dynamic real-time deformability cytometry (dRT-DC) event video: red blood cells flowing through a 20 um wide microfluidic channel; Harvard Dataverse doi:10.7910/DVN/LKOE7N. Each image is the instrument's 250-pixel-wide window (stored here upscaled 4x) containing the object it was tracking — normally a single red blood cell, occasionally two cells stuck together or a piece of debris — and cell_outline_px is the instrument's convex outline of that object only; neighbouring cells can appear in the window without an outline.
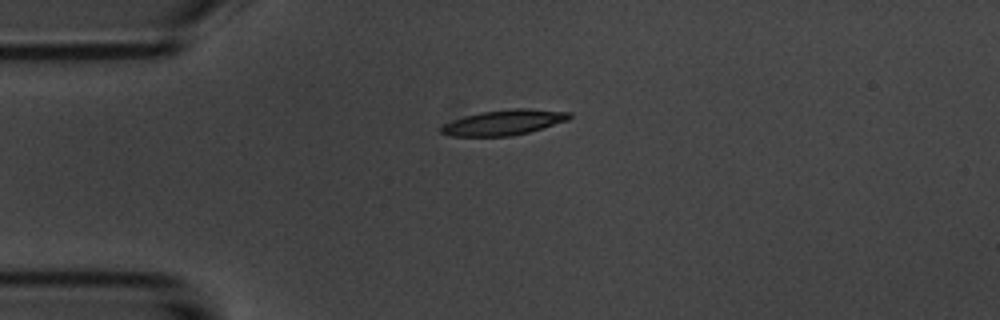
{"species": "common noctule bat (a hibernating species)", "species_latin": "Nyctalus noctula", "temperature_condition": "room temperature", "stored_images_in_passage": 3, "camera_frame_rate_fps": 3000, "um_per_image_px": 0.085, "animal": {"sex": "male", "body_mass_g": 20.1, "forearm_length_mm": 53.5}, "frame": {"image": 1, "passage_image": 1, "time_ms": 0.0, "image_size_px": [1000, 320], "cell_outline_px": [[572, 116], [568, 120], [528, 132], [512, 136], [452, 136], [440, 132], [440, 128], [444, 124], [464, 116], [480, 112], [512, 108], [528, 108], [572, 112]], "centroid_in_image_um": [42.85, 10.4], "position_along_channel_um": 42.1, "area_um2": 18.84}}
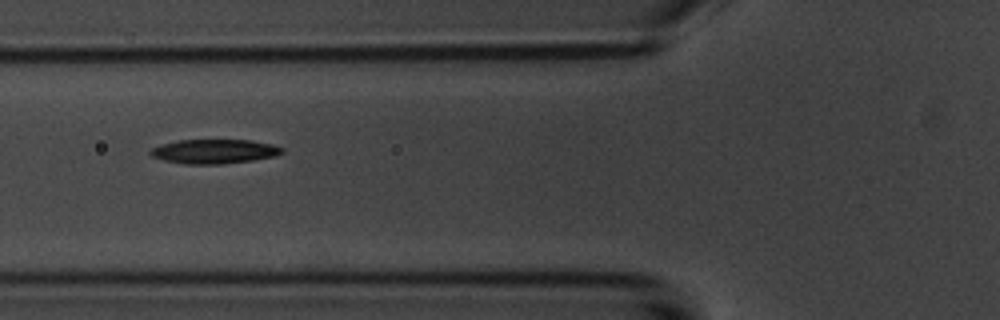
{"frame": {"image": 2, "passage_image": 3, "time_ms": 2.333, "image_size_px": [1000, 320], "cell_outline_px": [[284, 152], [276, 156], [252, 160], [224, 164], [184, 164], [164, 160], [152, 156], [148, 152], [152, 148], [160, 144], [176, 140], [252, 140], [272, 144], [284, 148]], "centroid_in_image_um": [18.22, 12.87], "position_along_channel_um": 107.6, "area_um2": 18.79}}